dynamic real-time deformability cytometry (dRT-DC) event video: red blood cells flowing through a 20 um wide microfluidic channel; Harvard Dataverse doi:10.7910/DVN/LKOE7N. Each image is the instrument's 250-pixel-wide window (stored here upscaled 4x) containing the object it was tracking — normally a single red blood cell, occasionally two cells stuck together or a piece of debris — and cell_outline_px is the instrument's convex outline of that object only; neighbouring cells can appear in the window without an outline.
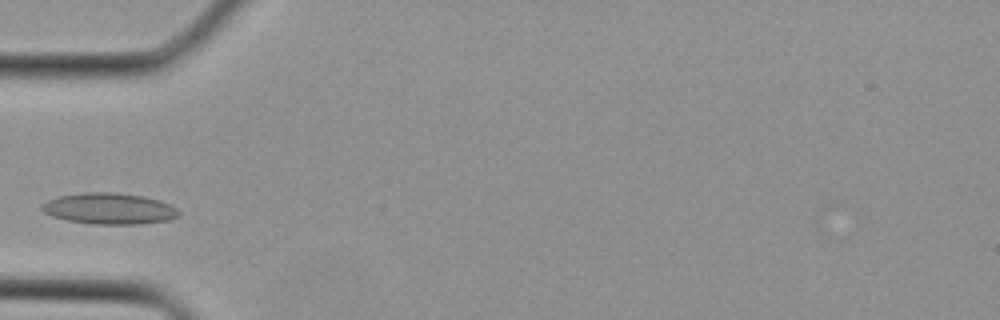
{"species": "Egyptian fruit bat (a non-hibernating species)", "species_latin": "Rousettus aegyptiacus", "temperature_condition": "cold", "stored_images_in_passage": 2, "camera_frame_rate_fps": 3000, "um_per_image_px": 0.085, "animal": {"sex": "female"}, "frame": {"image": 1, "passage_image": 2, "time_ms": 0.333, "image_size_px": [1000, 320], "cell_outline_px": [[180, 216], [168, 220], [140, 224], [92, 224], [68, 220], [52, 216], [44, 212], [40, 208], [40, 204], [56, 196], [84, 192], [116, 192], [144, 196], [160, 200], [176, 208], [180, 212]], "centroid_in_image_um": [9.27, 17.72], "position_along_channel_um": 75.7, "area_um2": 25.09}}